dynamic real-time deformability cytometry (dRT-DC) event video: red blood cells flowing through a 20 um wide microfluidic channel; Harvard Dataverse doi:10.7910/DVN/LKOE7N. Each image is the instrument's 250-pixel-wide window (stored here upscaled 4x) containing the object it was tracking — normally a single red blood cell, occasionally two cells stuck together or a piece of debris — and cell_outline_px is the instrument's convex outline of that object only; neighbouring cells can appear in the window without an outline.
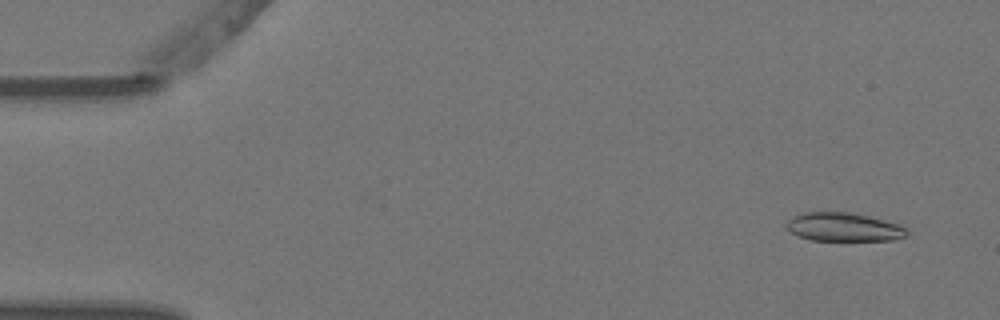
{"species": "Egyptian fruit bat (a non-hibernating species)", "species_latin": "Rousettus aegyptiacus", "temperature_condition": "warm", "stored_images_in_passage": 5, "camera_frame_rate_fps": 3000, "um_per_image_px": 0.085, "animal": {"sex": "female"}, "frame": {"image": 1, "passage_image": 1, "time_ms": 0.0, "image_size_px": [1000, 320], "cell_outline_px": [[908, 236], [892, 240], [812, 240], [796, 236], [784, 228], [784, 224], [792, 216], [804, 212], [852, 212], [900, 224], [908, 232]], "centroid_in_image_um": [71.66, 19.3], "position_along_channel_um": 13.3, "area_um2": 20.29}}
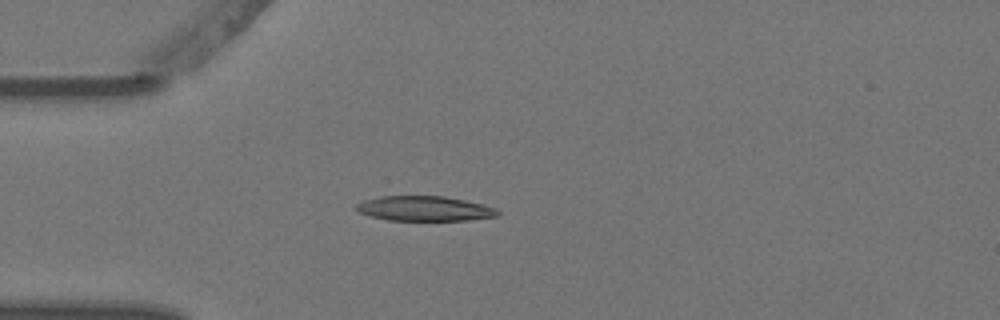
{"frame": {"image": 2, "passage_image": 4, "time_ms": 1.0, "image_size_px": [1000, 320], "cell_outline_px": [[500, 216], [468, 220], [388, 220], [372, 216], [360, 212], [352, 208], [356, 204], [364, 200], [380, 196], [444, 196], [484, 204], [496, 208], [500, 212]], "centroid_in_image_um": [36.1, 17.72], "position_along_channel_um": 48.9, "area_um2": 20.58}}